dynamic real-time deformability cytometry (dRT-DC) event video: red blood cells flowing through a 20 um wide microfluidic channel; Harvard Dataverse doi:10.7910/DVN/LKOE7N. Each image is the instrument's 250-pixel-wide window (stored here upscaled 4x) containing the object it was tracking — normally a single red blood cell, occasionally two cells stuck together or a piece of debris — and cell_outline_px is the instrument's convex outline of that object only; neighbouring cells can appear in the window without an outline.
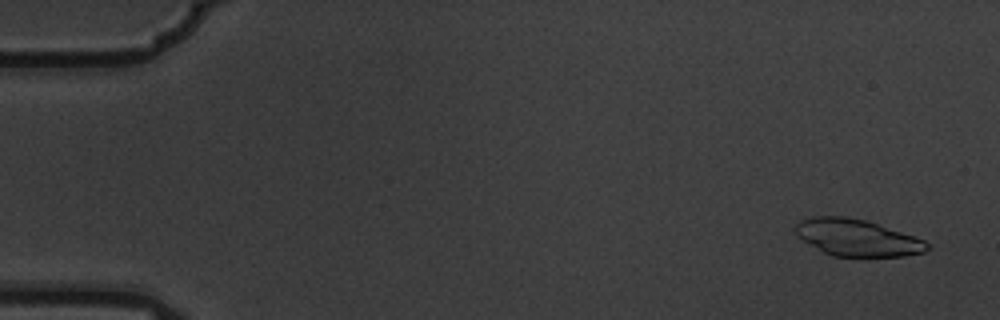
{"species": "common noctule bat (a hibernating species)", "species_latin": "Nyctalus noctula", "temperature_condition": "warm", "stored_images_in_passage": 5, "camera_frame_rate_fps": 3000, "um_per_image_px": 0.085, "animal": {"sex": "male", "body_mass_g": 19.5, "forearm_length_mm": 54.6}, "frame": {"image": 1, "passage_image": 1, "time_ms": 0.0, "image_size_px": [1000, 320], "cell_outline_px": [[928, 248], [924, 252], [904, 256], [832, 256], [824, 252], [796, 236], [792, 228], [800, 220], [812, 216], [844, 216], [864, 220], [924, 240], [928, 244]], "centroid_in_image_um": [72.77, 20.2], "position_along_channel_um": 12.2, "area_um2": 27.86}}